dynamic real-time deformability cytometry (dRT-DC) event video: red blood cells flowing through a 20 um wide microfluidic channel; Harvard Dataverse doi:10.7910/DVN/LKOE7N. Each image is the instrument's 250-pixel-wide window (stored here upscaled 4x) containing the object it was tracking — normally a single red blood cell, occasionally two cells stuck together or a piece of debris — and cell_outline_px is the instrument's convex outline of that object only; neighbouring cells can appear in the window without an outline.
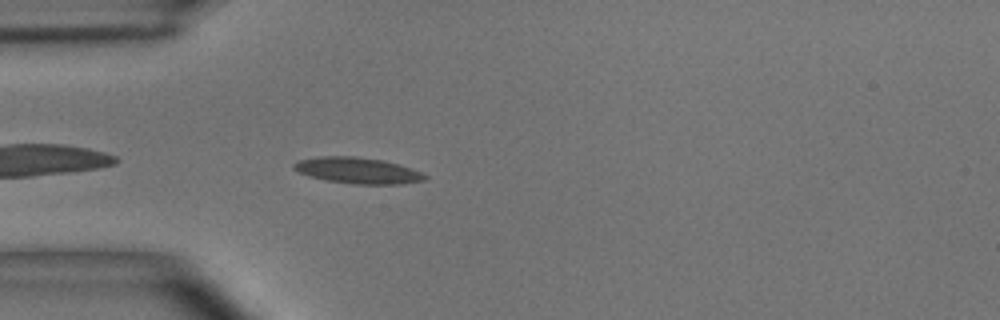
{"species": "common noctule bat (a hibernating species)", "species_latin": "Nyctalus noctula", "temperature_condition": "room temperature", "stored_images_in_passage": 41, "camera_frame_rate_fps": 3000, "um_per_image_px": 0.085, "animal": {"sex": "male", "body_mass_g": 15.6}, "frame": {"image": 1, "passage_image": 2, "time_ms": 0.333, "image_size_px": [1000, 320], "cell_outline_px": [[428, 176], [424, 180], [400, 184], [352, 184], [324, 180], [308, 176], [292, 168], [292, 164], [300, 160], [320, 156], [356, 156], [384, 160], [412, 168]], "centroid_in_image_um": [30.39, 14.49], "position_along_channel_um": 54.6, "area_um2": 20.0}}
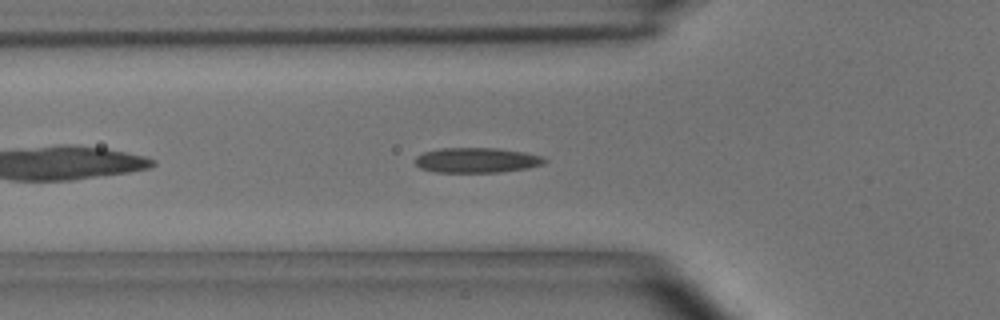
{"frame": {"image": 2, "passage_image": 5, "time_ms": 1.333, "image_size_px": [1000, 320], "cell_outline_px": [[548, 160], [544, 164], [528, 168], [500, 172], [436, 172], [420, 168], [416, 164], [416, 156], [424, 152], [440, 148], [496, 148], [524, 152], [544, 156]], "centroid_in_image_um": [40.56, 13.61], "position_along_channel_um": 85.2, "area_um2": 18.96}}
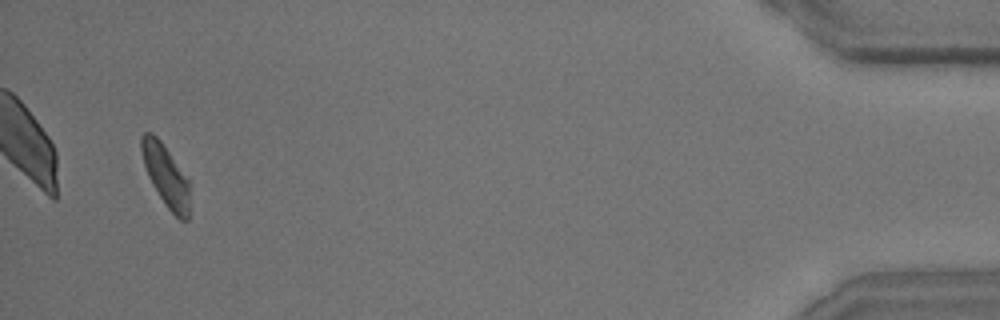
{"frame": {"image": 3, "passage_image": 39, "time_ms": 12.667, "image_size_px": [1000, 320], "cell_outline_px": [[188, 220], [180, 220], [168, 208], [152, 184], [148, 176], [144, 164], [140, 148], [140, 136], [144, 132], [152, 132], [160, 140], [188, 180]], "centroid_in_image_um": [14.05, 14.88], "position_along_channel_um": 421.2, "area_um2": 16.82}, "authors_computed_cell_mechanics": {"area_um2": 18.207, "velocity_mm_per_s": 3.6477, "shape_relaxation_time_tau1_ms": 6.6353, "shape_relaxation_time_tau2_ms": 2.5279, "deformation_change_tau1": 0.1494, "deformation_change_tau2": 0.1065}}